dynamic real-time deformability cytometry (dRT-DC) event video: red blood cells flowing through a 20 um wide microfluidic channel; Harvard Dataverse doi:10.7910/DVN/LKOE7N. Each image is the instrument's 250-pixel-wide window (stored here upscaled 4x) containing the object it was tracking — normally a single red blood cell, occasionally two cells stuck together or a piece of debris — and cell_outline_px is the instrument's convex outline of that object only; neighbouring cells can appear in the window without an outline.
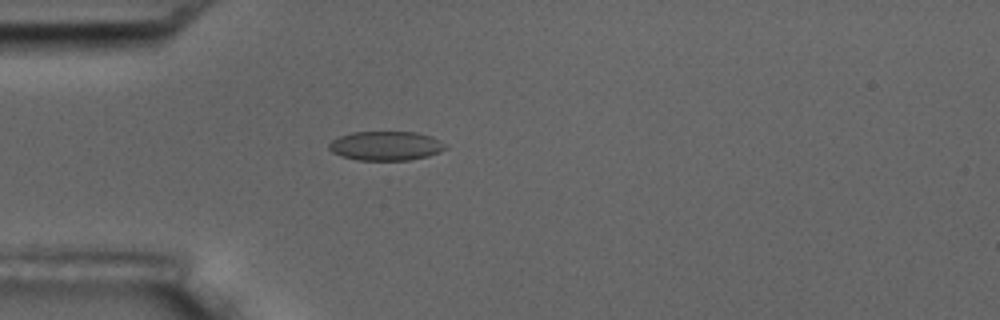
{"species": "common noctule bat (a hibernating species)", "species_latin": "Nyctalus noctula", "temperature_condition": "room temperature", "stored_images_in_passage": 6, "camera_frame_rate_fps": 3000, "um_per_image_px": 0.085, "animal": {"sex": "male", "body_mass_g": 17.5, "forearm_length_mm": 52.3}, "frame": {"image": 1, "passage_image": 5, "time_ms": 4.667, "image_size_px": [1000, 320], "cell_outline_px": [[448, 148], [440, 152], [428, 156], [408, 160], [356, 160], [332, 152], [328, 148], [328, 144], [332, 140], [340, 136], [352, 132], [416, 132], [432, 136], [448, 144]], "centroid_in_image_um": [32.84, 12.39], "position_along_channel_um": 52.2, "area_um2": 19.94}}